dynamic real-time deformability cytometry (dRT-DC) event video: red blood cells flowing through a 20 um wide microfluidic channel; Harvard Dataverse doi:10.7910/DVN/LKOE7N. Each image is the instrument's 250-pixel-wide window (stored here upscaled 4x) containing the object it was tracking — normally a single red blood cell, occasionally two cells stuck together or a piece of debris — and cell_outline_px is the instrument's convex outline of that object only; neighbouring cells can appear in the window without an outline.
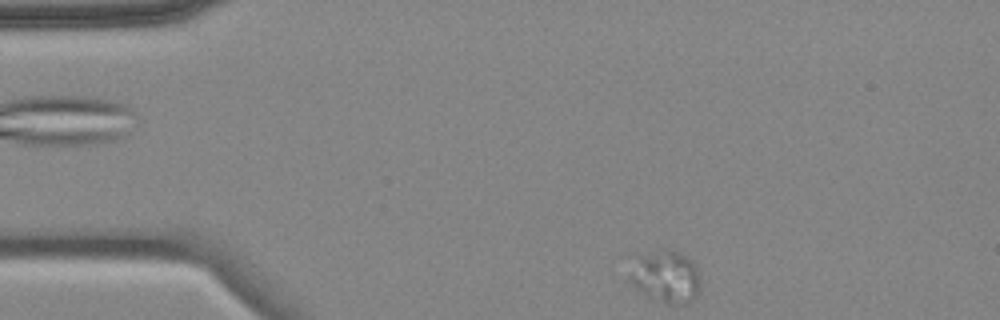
{"species": "common noctule bat (a hibernating species)", "species_latin": "Nyctalus noctula", "temperature_condition": "cold", "stored_images_in_passage": 5, "camera_frame_rate_fps": 3000, "um_per_image_px": 0.085, "animal": {"sex": "female", "body_mass_g": 18.4}, "frame": {"image": 1, "passage_image": 5, "time_ms": 4.667, "image_size_px": [1000, 320], "cell_outline_px": [[700, 288], [692, 304], [668, 304], [648, 296], [636, 288], [628, 280], [628, 276], [636, 256], [660, 248], [668, 248], [688, 256], [696, 264], [700, 280]], "centroid_in_image_um": [56.61, 23.49], "position_along_channel_um": 28.4, "area_um2": 22.2}}